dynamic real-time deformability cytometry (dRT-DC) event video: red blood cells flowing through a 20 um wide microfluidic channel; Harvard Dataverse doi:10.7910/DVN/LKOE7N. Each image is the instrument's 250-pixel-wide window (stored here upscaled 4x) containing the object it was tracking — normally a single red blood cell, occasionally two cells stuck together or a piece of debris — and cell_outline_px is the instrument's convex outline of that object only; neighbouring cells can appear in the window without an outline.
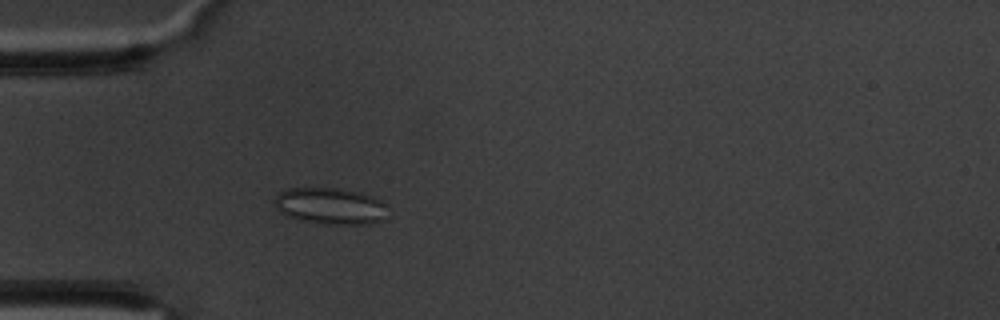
{"species": "common noctule bat (a hibernating species)", "species_latin": "Nyctalus noctula", "temperature_condition": "warm", "stored_images_in_passage": 35, "camera_frame_rate_fps": 3000, "um_per_image_px": 0.085, "animal": {"sex": "male", "body_mass_g": 20.1, "forearm_length_mm": 53.5}, "frame": {"image": 1, "passage_image": 20, "time_ms": 6.333, "image_size_px": [1000, 320], "cell_outline_px": [[384, 220], [372, 224], [324, 224], [300, 220], [288, 216], [280, 212], [272, 204], [272, 200], [280, 192], [288, 188], [336, 188], [360, 192], [372, 196], [384, 204]], "centroid_in_image_um": [28.02, 17.51], "position_along_channel_um": 57.0, "area_um2": 24.1}}
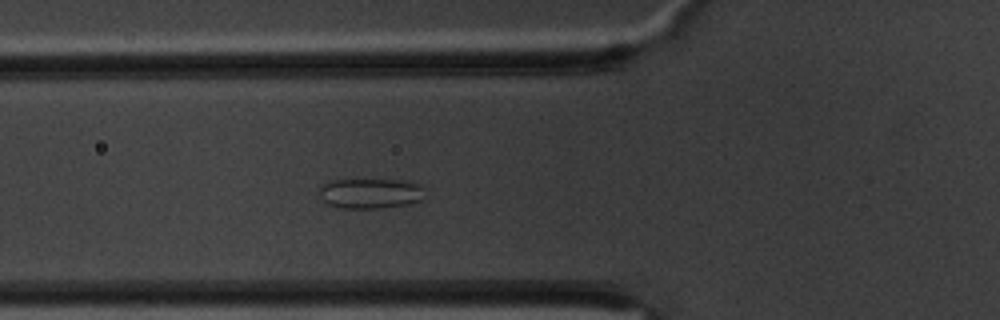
{"frame": {"image": 2, "passage_image": 24, "time_ms": 7.667, "image_size_px": [1000, 320], "cell_outline_px": [[424, 188], [420, 200], [408, 204], [380, 208], [340, 208], [328, 204], [320, 196], [320, 188], [324, 184], [332, 180], [408, 180], [424, 184]], "centroid_in_image_um": [31.53, 16.43], "position_along_channel_um": 94.3, "area_um2": 18.55}}
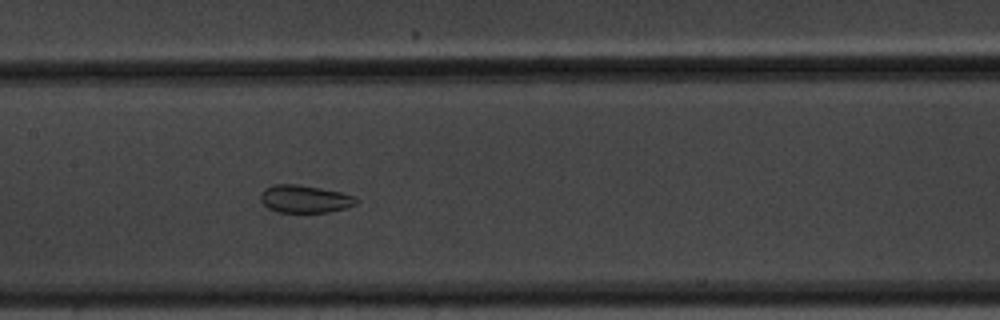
{"frame": {"image": 3, "passage_image": 32, "time_ms": 10.333, "image_size_px": [1000, 320], "cell_outline_px": [[360, 200], [356, 204], [344, 208], [328, 212], [276, 212], [268, 208], [260, 200], [260, 192], [264, 188], [272, 184], [300, 184], [340, 192], [356, 196]], "centroid_in_image_um": [25.88, 16.9], "position_along_channel_um": 181.5, "area_um2": 15.61}}